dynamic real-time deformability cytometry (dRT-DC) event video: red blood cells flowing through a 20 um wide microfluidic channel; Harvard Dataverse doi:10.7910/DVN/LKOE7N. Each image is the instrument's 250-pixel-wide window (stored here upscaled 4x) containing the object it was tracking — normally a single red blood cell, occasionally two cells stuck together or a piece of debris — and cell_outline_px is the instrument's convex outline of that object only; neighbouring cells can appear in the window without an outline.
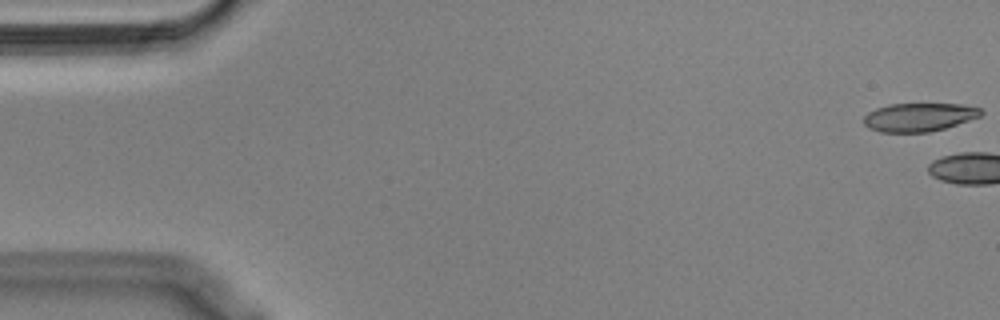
{"species": "Egyptian fruit bat (a non-hibernating species)", "species_latin": "Rousettus aegyptiacus", "temperature_condition": "cold", "stored_images_in_passage": 4, "camera_frame_rate_fps": 3000, "um_per_image_px": 0.085, "animal": {"sex": "male"}, "frame": {"image": 1, "passage_image": 1, "time_ms": 0.0, "image_size_px": [1000, 320], "cell_outline_px": [[984, 112], [980, 116], [944, 128], [928, 132], [880, 132], [868, 128], [864, 124], [864, 116], [868, 112], [876, 108], [888, 104], [964, 104], [980, 108]], "centroid_in_image_um": [78.09, 9.95], "position_along_channel_um": 6.9, "area_um2": 19.36}}